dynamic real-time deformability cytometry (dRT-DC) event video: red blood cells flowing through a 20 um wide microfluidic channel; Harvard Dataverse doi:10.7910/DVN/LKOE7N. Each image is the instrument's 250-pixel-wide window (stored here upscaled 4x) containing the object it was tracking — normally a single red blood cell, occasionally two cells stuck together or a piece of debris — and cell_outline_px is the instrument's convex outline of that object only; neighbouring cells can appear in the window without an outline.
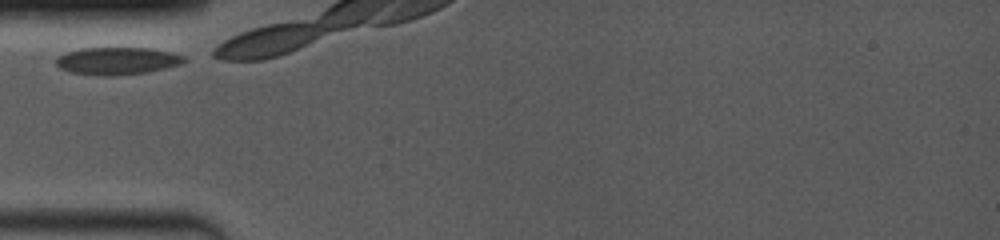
{"species": "common noctule bat (a hibernating species)", "species_latin": "Nyctalus noctula", "temperature_condition": "room temperature", "stored_images_in_passage": 5, "camera_frame_rate_fps": 4000, "um_per_image_px": 0.085, "animal": {"sex": "female", "body_mass_g": 19.0, "forearm_length_mm": 53.3}, "frame": {"image": 1, "passage_image": 1, "time_ms": 0.0, "image_size_px": [1000, 240], "cell_outline_px": [[188, 60], [180, 64], [148, 72], [112, 76], [108, 76], [72, 72], [60, 68], [56, 64], [56, 56], [80, 48], [152, 48], [188, 56]], "centroid_in_image_um": [10.0, 5.16], "position_along_channel_um": 75.0, "area_um2": 20.46}}